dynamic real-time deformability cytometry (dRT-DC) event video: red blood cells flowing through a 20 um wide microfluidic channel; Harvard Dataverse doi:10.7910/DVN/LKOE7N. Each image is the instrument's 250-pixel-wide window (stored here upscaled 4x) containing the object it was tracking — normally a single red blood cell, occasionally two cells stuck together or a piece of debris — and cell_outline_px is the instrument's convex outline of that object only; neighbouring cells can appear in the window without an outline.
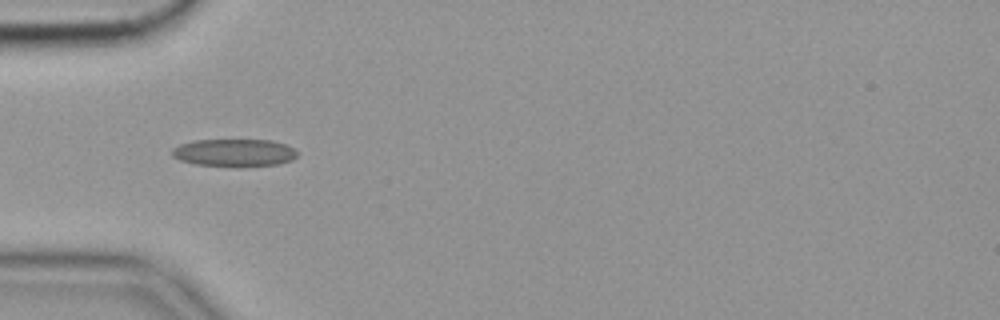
{"species": "common noctule bat (a hibernating species)", "species_latin": "Nyctalus noctula", "temperature_condition": "cold", "stored_images_in_passage": 17, "camera_frame_rate_fps": 3000, "um_per_image_px": 0.085, "animal": {"sex": "female", "body_mass_g": 19.9}, "frame": {"image": 1, "passage_image": 7, "time_ms": 2.0, "image_size_px": [1000, 320], "cell_outline_px": [[296, 156], [292, 160], [276, 164], [196, 164], [180, 160], [172, 156], [172, 148], [180, 144], [192, 140], [272, 140], [284, 144], [292, 148], [296, 152]], "centroid_in_image_um": [19.86, 12.93], "position_along_channel_um": 65.1, "area_um2": 19.19}}